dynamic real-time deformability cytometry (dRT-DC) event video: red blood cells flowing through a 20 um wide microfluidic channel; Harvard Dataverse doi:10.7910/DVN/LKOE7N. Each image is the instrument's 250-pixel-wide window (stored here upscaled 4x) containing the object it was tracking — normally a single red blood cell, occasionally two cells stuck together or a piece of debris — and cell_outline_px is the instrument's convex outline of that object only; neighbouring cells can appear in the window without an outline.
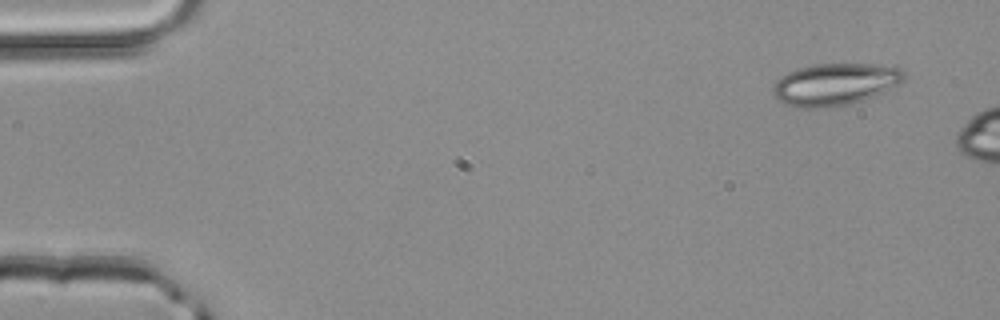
{"species": "common noctule bat (a hibernating species)", "species_latin": "Nyctalus noctula", "temperature_condition": "room temperature", "stored_images_in_passage": 2, "camera_frame_rate_fps": 3000, "um_per_image_px": 0.085, "animal": {"sex": "male", "body_mass_g": 20.4}, "frame": {"image": 1, "passage_image": 1, "time_ms": 0.0, "image_size_px": [1000, 320], "cell_outline_px": [[904, 80], [900, 84], [864, 100], [848, 104], [824, 108], [792, 108], [780, 100], [772, 92], [772, 84], [780, 76], [796, 68], [812, 64], [876, 64], [900, 68], [904, 72]], "centroid_in_image_um": [70.94, 7.16], "position_along_channel_um": 14.1, "area_um2": 32.37}}